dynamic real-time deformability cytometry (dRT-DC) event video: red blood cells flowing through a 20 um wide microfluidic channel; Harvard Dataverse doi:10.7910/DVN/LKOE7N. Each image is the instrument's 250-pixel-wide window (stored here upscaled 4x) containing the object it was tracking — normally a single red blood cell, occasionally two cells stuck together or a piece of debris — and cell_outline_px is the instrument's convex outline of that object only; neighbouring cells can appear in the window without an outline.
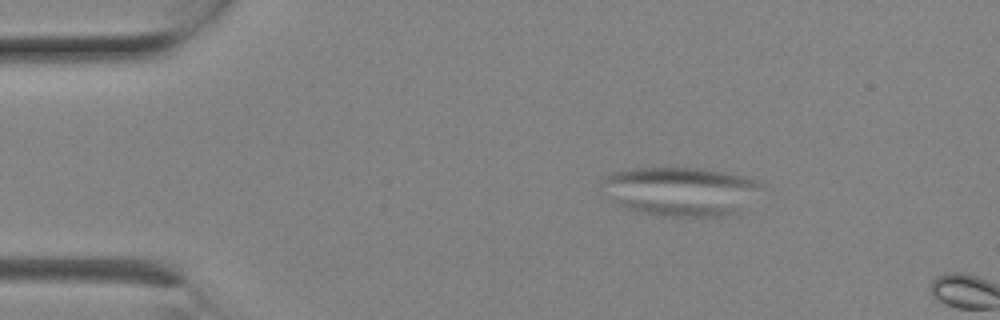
{"species": "Egyptian fruit bat (a non-hibernating species)", "species_latin": "Rousettus aegyptiacus", "temperature_condition": "room temperature", "stored_images_in_passage": 5, "camera_frame_rate_fps": 3000, "um_per_image_px": 0.085, "animal": {"sex": "female"}, "frame": {"image": 1, "passage_image": 4, "time_ms": 1.0, "image_size_px": [1000, 320], "cell_outline_px": [[768, 184], [740, 212], [728, 216], [664, 216], [640, 212], [624, 208], [616, 204], [600, 192], [600, 180], [604, 176], [612, 172], [628, 168], [704, 168], [728, 172], [744, 176]], "centroid_in_image_um": [57.84, 16.25], "position_along_channel_um": 27.2, "area_um2": 46.76}}